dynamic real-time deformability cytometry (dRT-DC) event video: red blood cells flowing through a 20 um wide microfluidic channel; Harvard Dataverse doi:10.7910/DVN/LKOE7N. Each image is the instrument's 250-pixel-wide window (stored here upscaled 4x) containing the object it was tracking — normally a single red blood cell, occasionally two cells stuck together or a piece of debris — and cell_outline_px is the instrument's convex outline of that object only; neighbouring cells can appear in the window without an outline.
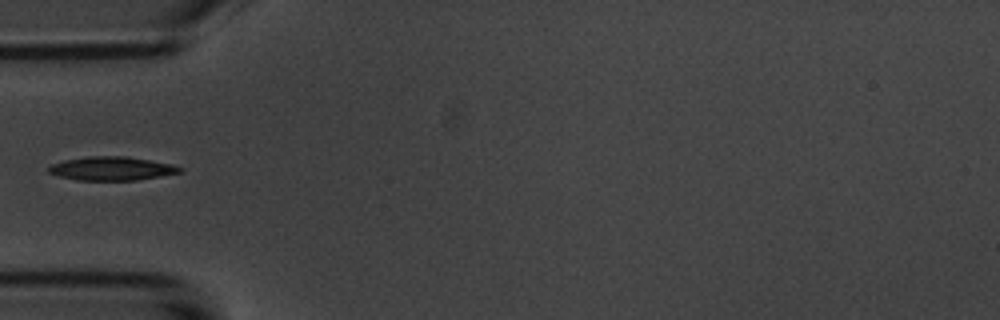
{"species": "common noctule bat (a hibernating species)", "species_latin": "Nyctalus noctula", "temperature_condition": "room temperature", "stored_images_in_passage": 6, "camera_frame_rate_fps": 3000, "um_per_image_px": 0.085, "animal": {"sex": "male", "body_mass_g": 20.1, "forearm_length_mm": 53.5}, "frame": {"image": 1, "passage_image": 6, "time_ms": 6.0, "image_size_px": [1000, 320], "cell_outline_px": [[184, 172], [136, 180], [76, 180], [60, 176], [48, 172], [48, 168], [52, 164], [64, 160], [88, 156], [124, 156], [172, 164], [184, 168]], "centroid_in_image_um": [9.52, 14.32], "position_along_channel_um": 75.5, "area_um2": 18.03}}